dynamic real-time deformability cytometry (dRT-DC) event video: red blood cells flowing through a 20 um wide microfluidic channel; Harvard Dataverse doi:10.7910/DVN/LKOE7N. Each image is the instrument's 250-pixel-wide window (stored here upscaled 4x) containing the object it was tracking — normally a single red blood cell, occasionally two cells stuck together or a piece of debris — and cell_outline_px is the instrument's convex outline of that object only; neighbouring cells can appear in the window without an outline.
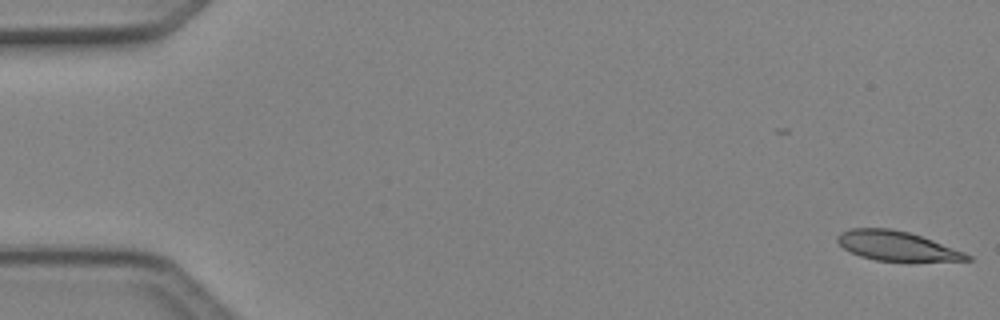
{"species": "Egyptian fruit bat (a non-hibernating species)", "species_latin": "Rousettus aegyptiacus", "temperature_condition": "cold", "stored_images_in_passage": 5, "camera_frame_rate_fps": 3000, "um_per_image_px": 0.085, "animal": {"sex": "female"}, "frame": {"image": 1, "passage_image": 1, "time_ms": 0.0, "image_size_px": [1000, 320], "cell_outline_px": [[972, 260], [876, 260], [860, 256], [844, 248], [836, 240], [836, 236], [840, 232], [852, 228], [892, 228], [908, 232], [932, 240], [964, 252], [972, 256]], "centroid_in_image_um": [76.17, 20.88], "position_along_channel_um": 8.8, "area_um2": 21.73}}
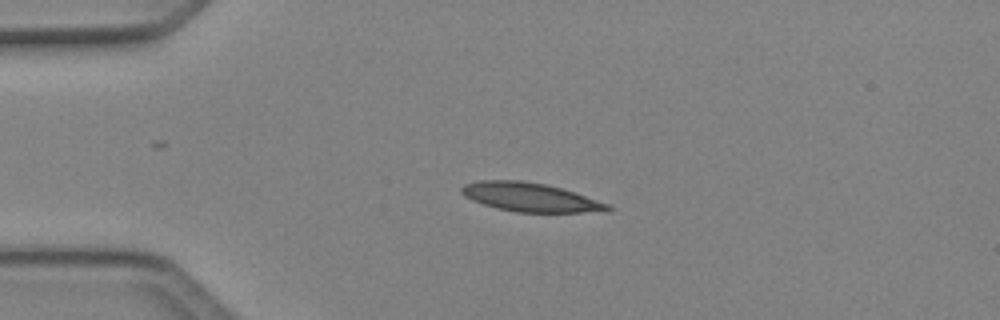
{"frame": {"image": 2, "passage_image": 4, "time_ms": 1.0, "image_size_px": [1000, 320], "cell_outline_px": [[612, 208], [580, 212], [516, 212], [496, 208], [472, 200], [464, 196], [460, 192], [460, 188], [464, 184], [480, 180], [520, 180], [544, 184], [560, 188], [608, 204]], "centroid_in_image_um": [44.92, 16.75], "position_along_channel_um": 40.1, "area_um2": 23.93}}
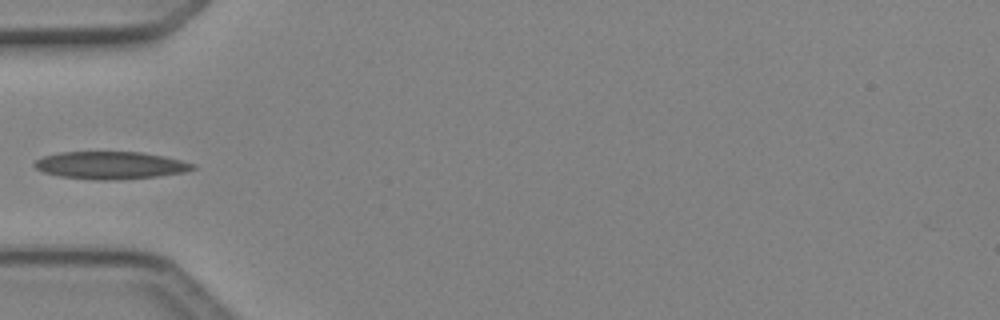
{"frame": {"image": 3, "passage_image": 5, "time_ms": 1.333, "image_size_px": [1000, 320], "cell_outline_px": [[196, 168], [184, 172], [156, 176], [108, 180], [96, 180], [60, 176], [44, 172], [36, 168], [32, 164], [36, 160], [44, 156], [60, 152], [140, 152], [164, 156], [196, 164]], "centroid_in_image_um": [9.38, 14.04], "position_along_channel_um": 75.6, "area_um2": 25.14}}